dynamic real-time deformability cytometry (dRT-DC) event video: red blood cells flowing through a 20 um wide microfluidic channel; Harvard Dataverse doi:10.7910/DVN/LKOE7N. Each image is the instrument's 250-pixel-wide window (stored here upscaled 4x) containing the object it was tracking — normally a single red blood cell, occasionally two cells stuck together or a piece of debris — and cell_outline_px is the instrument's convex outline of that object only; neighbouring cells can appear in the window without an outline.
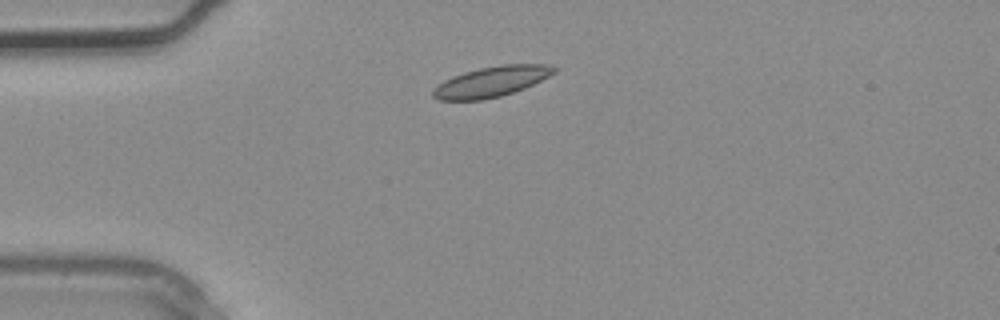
{"species": "common noctule bat (a hibernating species)", "species_latin": "Nyctalus noctula", "temperature_condition": "warm", "stored_images_in_passage": 1, "camera_frame_rate_fps": 3000, "um_per_image_px": 0.085, "animal": {"sex": "male", "body_mass_g": 20.4}, "frame": {"image": 1, "passage_image": 1, "time_ms": 0.0, "image_size_px": [1000, 320], "cell_outline_px": [[556, 72], [524, 88], [500, 96], [484, 100], [440, 100], [432, 96], [432, 92], [444, 80], [452, 76], [464, 72], [480, 68], [500, 64], [548, 64], [556, 68]], "centroid_in_image_um": [41.77, 6.93], "position_along_channel_um": 43.2, "area_um2": 21.21}}